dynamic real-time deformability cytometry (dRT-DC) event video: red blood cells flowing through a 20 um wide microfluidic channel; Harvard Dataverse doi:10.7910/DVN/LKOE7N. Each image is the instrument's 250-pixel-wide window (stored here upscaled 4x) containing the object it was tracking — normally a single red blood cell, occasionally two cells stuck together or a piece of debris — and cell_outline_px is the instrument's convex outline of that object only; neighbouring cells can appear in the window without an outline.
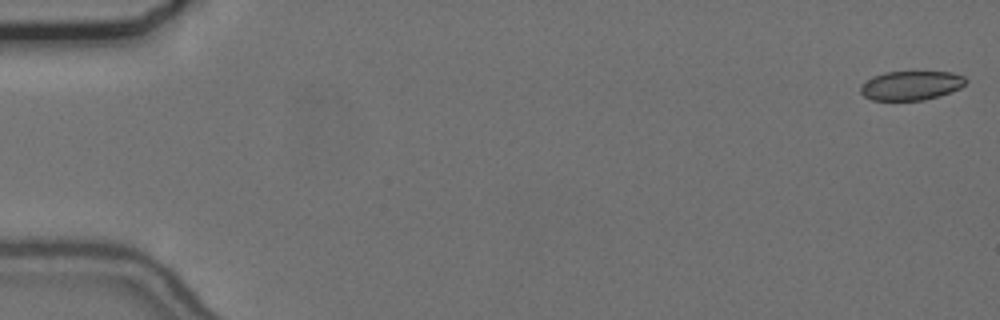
{"species": "common noctule bat (a hibernating species)", "species_latin": "Nyctalus noctula", "temperature_condition": "cold", "stored_images_in_passage": 56, "camera_frame_rate_fps": 3000, "um_per_image_px": 0.085, "animal": {"sex": "female", "body_mass_g": 24.6, "forearm_length_mm": 56.2}, "frame": {"image": 1, "passage_image": 1, "time_ms": 0.0, "image_size_px": [1000, 320], "cell_outline_px": [[968, 80], [960, 88], [952, 92], [924, 100], [872, 100], [864, 96], [860, 92], [860, 84], [872, 76], [884, 72], [952, 72], [964, 76]], "centroid_in_image_um": [77.43, 7.26], "position_along_channel_um": 7.6, "area_um2": 18.03}}
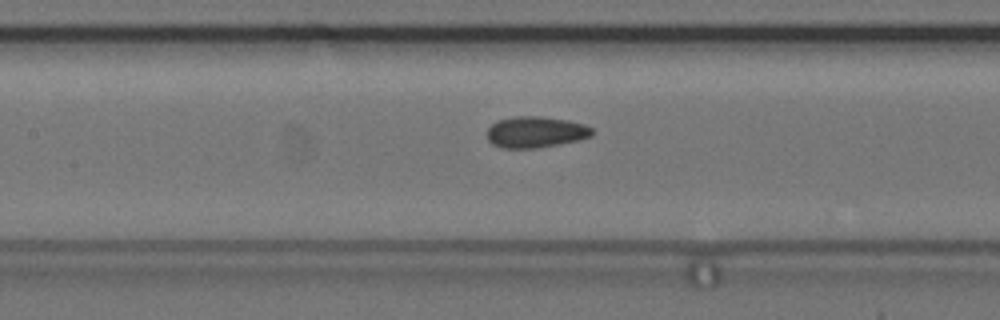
{"frame": {"image": 2, "passage_image": 26, "time_ms": 8.333, "image_size_px": [1000, 320], "cell_outline_px": [[592, 136], [580, 140], [536, 148], [500, 148], [492, 144], [488, 140], [488, 128], [492, 124], [500, 120], [516, 116], [540, 116], [568, 120], [584, 124], [592, 128]], "centroid_in_image_um": [45.54, 11.23], "position_along_channel_um": 161.9, "area_um2": 19.07}}
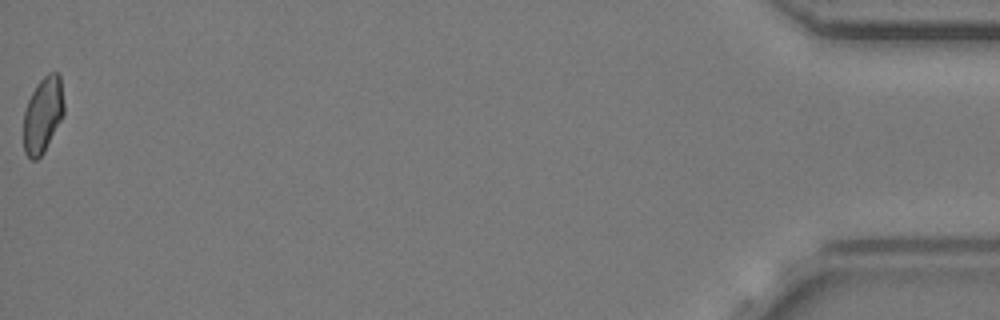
{"frame": {"image": 3, "passage_image": 56, "time_ms": 18.333, "image_size_px": [1000, 320], "cell_outline_px": [[64, 112], [44, 152], [36, 160], [32, 160], [24, 152], [24, 112], [28, 100], [36, 84], [48, 72], [60, 72], [64, 104]], "centroid_in_image_um": [3.65, 9.72], "position_along_channel_um": 431.6, "area_um2": 17.8}, "authors_computed_cell_mechanics": {"area_um2": 18.7561, "velocity_mm_per_s": 3.6878, "shape_relaxation_time_tau1_ms": 2.5125, "shape_relaxation_time_tau2_ms": 2.2468, "deformation_change_tau1": 0.0514, "deformation_change_tau2": 0.0723}}